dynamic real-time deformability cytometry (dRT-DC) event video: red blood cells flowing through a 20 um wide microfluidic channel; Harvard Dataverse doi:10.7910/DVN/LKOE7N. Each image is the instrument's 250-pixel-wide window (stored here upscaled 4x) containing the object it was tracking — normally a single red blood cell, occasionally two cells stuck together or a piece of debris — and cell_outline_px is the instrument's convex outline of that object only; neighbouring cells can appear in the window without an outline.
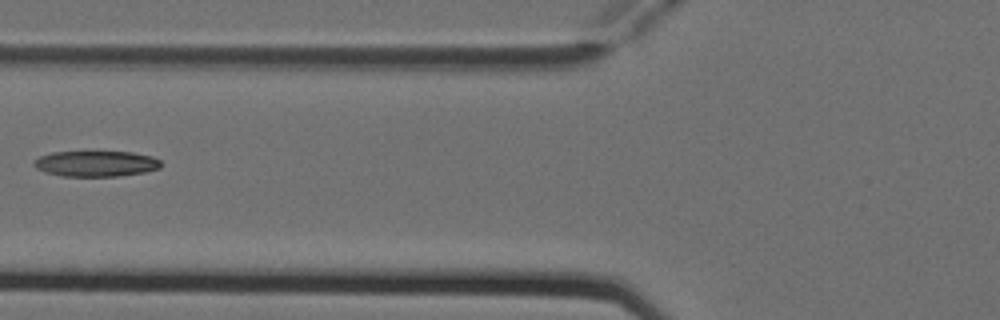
{"species": "Egyptian fruit bat (a non-hibernating species)", "species_latin": "Rousettus aegyptiacus", "temperature_condition": "cold", "stored_images_in_passage": 6, "camera_frame_rate_fps": 3000, "um_per_image_px": 0.085, "animal": {"sex": "female"}, "frame": {"image": 1, "passage_image": 5, "time_ms": 1.333, "image_size_px": [1000, 320], "cell_outline_px": [[160, 168], [144, 172], [116, 176], [60, 176], [44, 172], [36, 168], [32, 164], [32, 160], [40, 156], [52, 152], [132, 152], [152, 156], [160, 160]], "centroid_in_image_um": [8.11, 13.91], "position_along_channel_um": 117.7, "area_um2": 19.07}}
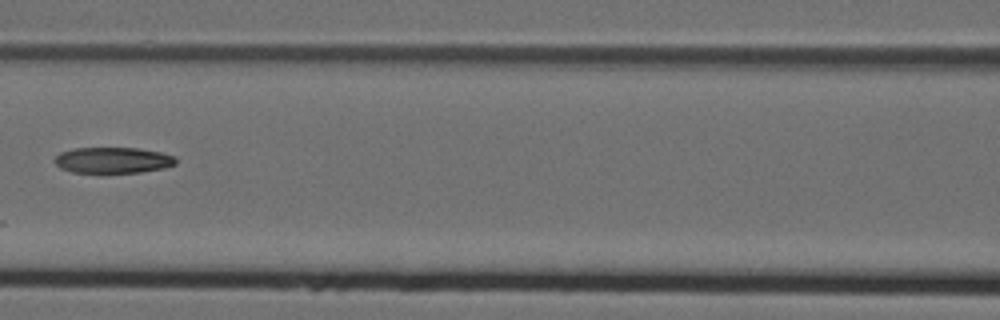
{"frame": {"image": 2, "passage_image": 6, "time_ms": 1.667, "image_size_px": [1000, 320], "cell_outline_px": [[176, 164], [164, 168], [140, 172], [72, 172], [60, 168], [52, 160], [60, 152], [72, 148], [140, 148], [160, 152], [176, 156]], "centroid_in_image_um": [9.59, 13.6], "position_along_channel_um": 157.0, "area_um2": 18.38}}